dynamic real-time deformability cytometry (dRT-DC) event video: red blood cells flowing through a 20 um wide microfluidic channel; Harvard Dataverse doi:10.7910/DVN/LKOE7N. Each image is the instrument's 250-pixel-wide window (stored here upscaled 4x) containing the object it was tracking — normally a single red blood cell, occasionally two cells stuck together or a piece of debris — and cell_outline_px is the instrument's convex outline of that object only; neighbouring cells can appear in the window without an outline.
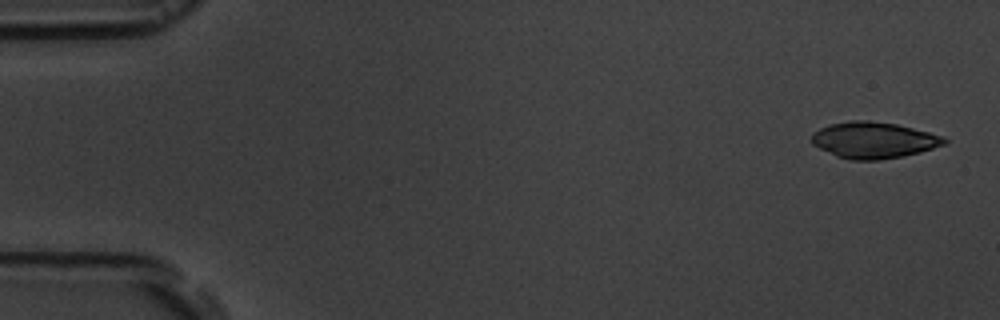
{"species": "common noctule bat (a hibernating species)", "species_latin": "Nyctalus noctula", "temperature_condition": "room temperature", "stored_images_in_passage": 5, "camera_frame_rate_fps": 3000, "um_per_image_px": 0.085, "animal": {"sex": "male", "body_mass_g": 19.5, "forearm_length_mm": 54.6}, "frame": {"image": 1, "passage_image": 1, "time_ms": 0.0, "image_size_px": [1000, 320], "cell_outline_px": [[948, 144], [920, 152], [904, 156], [876, 160], [852, 160], [836, 156], [812, 144], [812, 132], [828, 124], [852, 120], [868, 120], [896, 124], [944, 136], [948, 140]], "centroid_in_image_um": [74.27, 11.91], "position_along_channel_um": 10.7, "area_um2": 28.15}}